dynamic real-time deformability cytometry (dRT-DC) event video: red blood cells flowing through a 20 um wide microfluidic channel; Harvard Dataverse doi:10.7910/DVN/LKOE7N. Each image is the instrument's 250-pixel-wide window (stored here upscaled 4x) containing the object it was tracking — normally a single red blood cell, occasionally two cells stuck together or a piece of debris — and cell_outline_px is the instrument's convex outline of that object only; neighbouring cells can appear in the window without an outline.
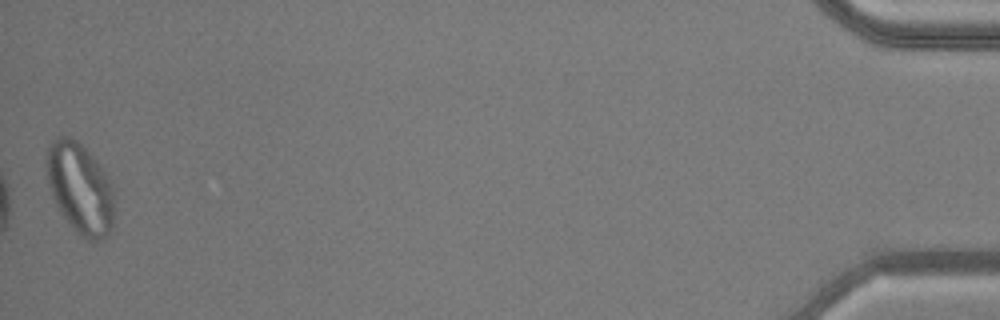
{"species": "common noctule bat (a hibernating species)", "species_latin": "Nyctalus noctula", "temperature_condition": "warm", "stored_images_in_passage": 38, "camera_frame_rate_fps": 3000, "um_per_image_px": 0.085, "animal": {"sex": "male", "body_mass_g": 20.5, "forearm_length_mm": 52.5}, "frame": {"image": 1, "passage_image": 38, "time_ms": 12.333, "image_size_px": [1000, 320], "cell_outline_px": [[112, 232], [104, 240], [88, 240], [80, 236], [76, 232], [60, 212], [52, 196], [48, 184], [44, 164], [44, 160], [48, 144], [52, 140], [60, 136], [68, 136], [76, 140], [92, 156], [108, 176], [112, 184]], "centroid_in_image_um": [6.76, 16.0], "position_along_channel_um": 428.4, "area_um2": 36.07}, "authors_computed_cell_mechanics": {"area_um2": 26.6458, "velocity_mm_per_s": 3.8334, "shape_relaxation_time_tau1_ms": null, "shape_relaxation_time_tau2_ms": 1.1702, "deformation_change_tau1": null, "deformation_change_tau2": 0.0679}}